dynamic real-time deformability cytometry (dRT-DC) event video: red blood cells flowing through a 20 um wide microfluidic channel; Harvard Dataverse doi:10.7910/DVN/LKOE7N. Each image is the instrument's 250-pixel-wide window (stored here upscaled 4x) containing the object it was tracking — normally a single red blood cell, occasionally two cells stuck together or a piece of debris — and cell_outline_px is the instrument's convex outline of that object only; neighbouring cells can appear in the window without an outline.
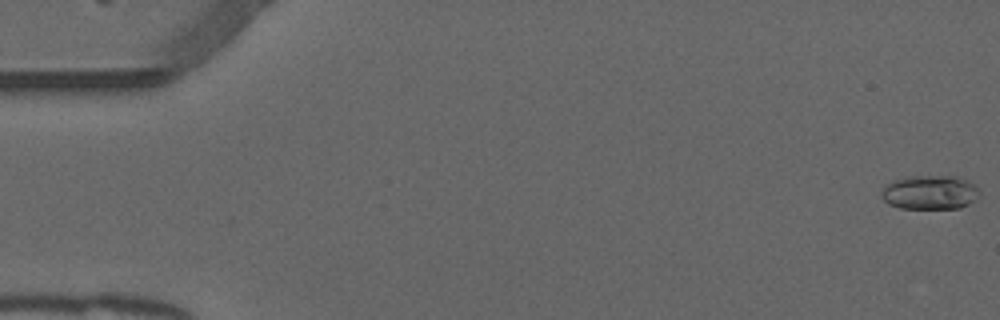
{"species": "common noctule bat (a hibernating species)", "species_latin": "Nyctalus noctula", "temperature_condition": "warm", "stored_images_in_passage": 54, "camera_frame_rate_fps": 3000, "um_per_image_px": 0.085, "animal": {"sex": "male", "forearm_length_mm": 52.5}, "frame": {"image": 1, "passage_image": 1, "time_ms": 0.0, "image_size_px": [1000, 320], "cell_outline_px": [[980, 192], [968, 204], [960, 208], [900, 208], [888, 204], [880, 196], [880, 192], [892, 180], [908, 176], [956, 176], [972, 184]], "centroid_in_image_um": [78.97, 16.35], "position_along_channel_um": 6.0, "area_um2": 19.25}}
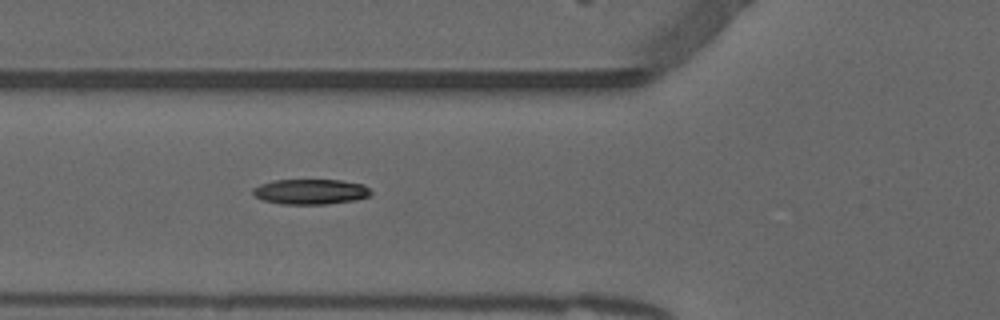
{"frame": {"image": 2, "passage_image": 20, "time_ms": 6.333, "image_size_px": [1000, 320], "cell_outline_px": [[372, 192], [368, 196], [352, 200], [328, 204], [284, 204], [264, 200], [256, 196], [252, 192], [252, 188], [260, 184], [272, 180], [340, 180], [360, 184], [368, 188]], "centroid_in_image_um": [26.35, 16.29], "position_along_channel_um": 99.4, "area_um2": 17.11}}
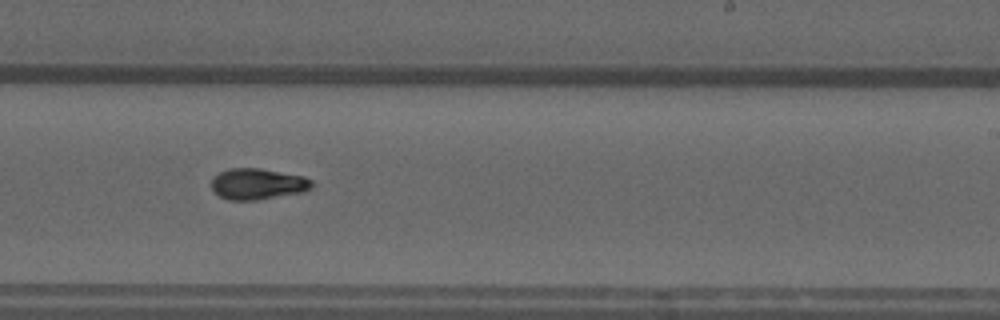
{"frame": {"image": 3, "passage_image": 33, "time_ms": 10.667, "image_size_px": [1000, 320], "cell_outline_px": [[312, 188], [304, 192], [256, 200], [228, 200], [220, 196], [212, 188], [212, 176], [228, 168], [260, 168], [304, 176], [312, 180]], "centroid_in_image_um": [21.91, 15.63], "position_along_channel_um": 267.1, "area_um2": 18.26}, "authors_computed_cell_mechanics": {"area_um2": 17.2533, "velocity_mm_per_s": 3.8821, "shape_relaxation_time_tau1_ms": null, "shape_relaxation_time_tau2_ms": 2.9084, "deformation_change_tau1": null, "deformation_change_tau2": 0.0794}}